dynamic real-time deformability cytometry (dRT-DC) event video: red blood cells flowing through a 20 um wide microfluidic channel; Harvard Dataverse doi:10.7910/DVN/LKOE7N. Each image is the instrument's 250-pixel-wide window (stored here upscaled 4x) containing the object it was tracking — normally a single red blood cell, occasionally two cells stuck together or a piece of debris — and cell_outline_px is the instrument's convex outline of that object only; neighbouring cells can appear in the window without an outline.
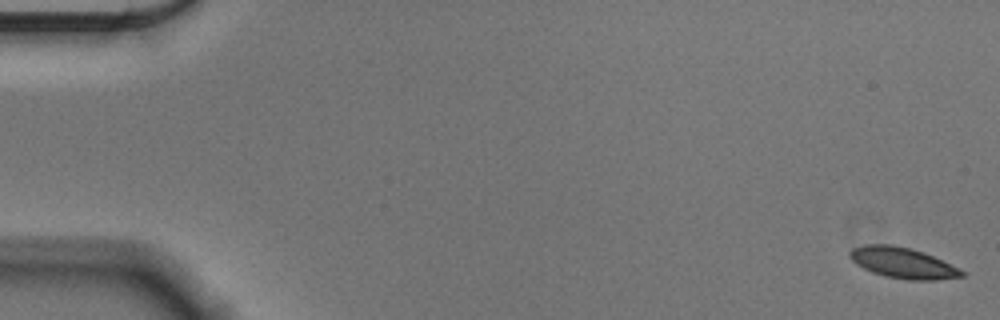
{"species": "Egyptian fruit bat (a non-hibernating species)", "species_latin": "Rousettus aegyptiacus", "temperature_condition": "cold", "stored_images_in_passage": 56, "camera_frame_rate_fps": 3000, "um_per_image_px": 0.085, "animal": {"sex": "male"}, "frame": {"image": 1, "passage_image": 1, "time_ms": 0.0, "image_size_px": [1000, 320], "cell_outline_px": [[964, 276], [936, 280], [908, 280], [884, 276], [872, 272], [856, 264], [848, 256], [848, 252], [852, 248], [864, 244], [892, 244], [912, 248], [924, 252], [960, 268], [964, 272]], "centroid_in_image_um": [76.72, 22.33], "position_along_channel_um": 8.3, "area_um2": 20.29}}
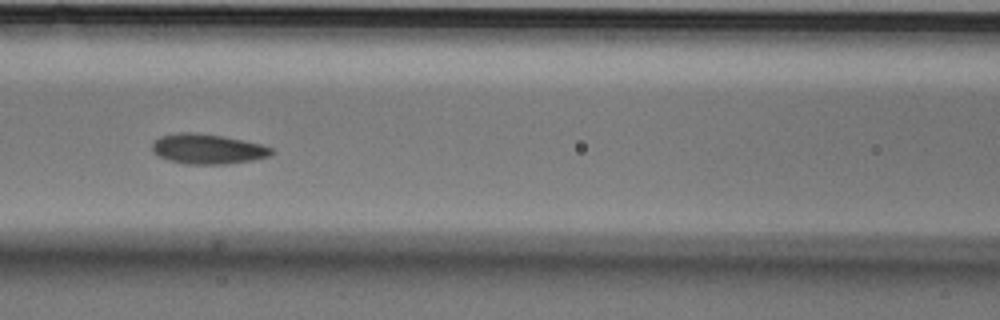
{"frame": {"image": 2, "passage_image": 25, "time_ms": 8.0, "image_size_px": [1000, 320], "cell_outline_px": [[272, 152], [268, 156], [252, 160], [228, 164], [184, 164], [168, 160], [152, 152], [152, 144], [160, 136], [180, 132], [200, 132], [224, 136], [244, 140], [260, 144], [272, 148]], "centroid_in_image_um": [17.62, 12.65], "position_along_channel_um": 149.0, "area_um2": 20.92}}
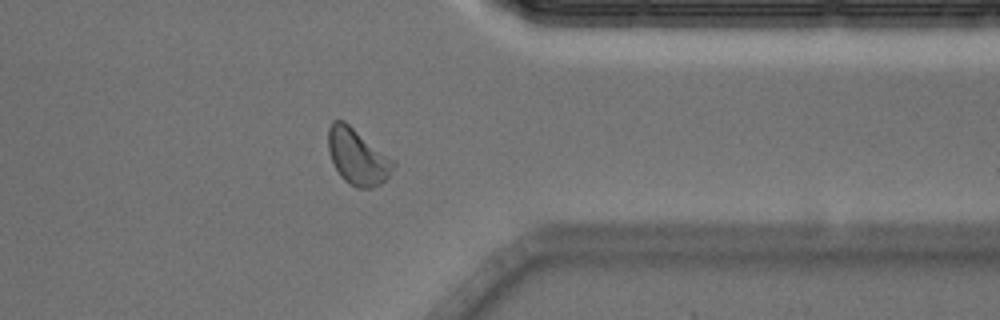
{"frame": {"image": 3, "passage_image": 45, "time_ms": 14.667, "image_size_px": [1000, 320], "cell_outline_px": [[396, 164], [388, 176], [380, 184], [372, 188], [356, 188], [344, 180], [340, 176], [332, 160], [328, 148], [328, 128], [332, 120], [344, 120], [396, 160]], "centroid_in_image_um": [30.4, 13.3], "position_along_channel_um": 381.0, "area_um2": 21.39}, "authors_computed_cell_mechanics": {"area_um2": 20.3456, "velocity_mm_per_s": 3.5836, "shape_relaxation_time_tau1_ms": 3.0513, "shape_relaxation_time_tau2_ms": 5.876, "deformation_change_tau1": 0.1005, "deformation_change_tau2": 0.1102}}